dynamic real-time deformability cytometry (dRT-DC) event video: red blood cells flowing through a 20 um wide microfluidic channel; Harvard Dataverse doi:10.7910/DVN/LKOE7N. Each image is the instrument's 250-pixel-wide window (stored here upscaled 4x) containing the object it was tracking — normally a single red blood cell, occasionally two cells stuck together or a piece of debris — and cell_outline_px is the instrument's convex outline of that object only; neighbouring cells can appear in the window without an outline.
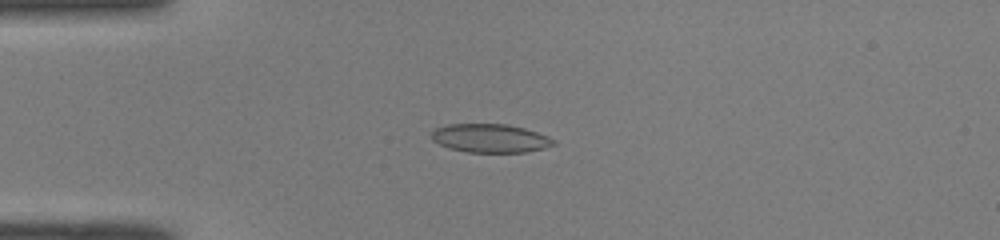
{"species": "common noctule bat (a hibernating species)", "species_latin": "Nyctalus noctula", "temperature_condition": "room temperature", "stored_images_in_passage": 39, "camera_frame_rate_fps": 3000, "um_per_image_px": 0.085, "animal": {"sex": "male", "body_mass_g": 19.0, "forearm_length_mm": 50.8}, "frame": {"image": 1, "passage_image": 2, "time_ms": 0.333, "image_size_px": [1000, 240], "cell_outline_px": [[556, 144], [544, 148], [528, 152], [468, 152], [452, 148], [440, 144], [432, 140], [432, 128], [448, 124], [508, 124], [524, 128], [548, 136], [556, 140]], "centroid_in_image_um": [41.68, 11.74], "position_along_channel_um": 43.3, "area_um2": 20.35}}
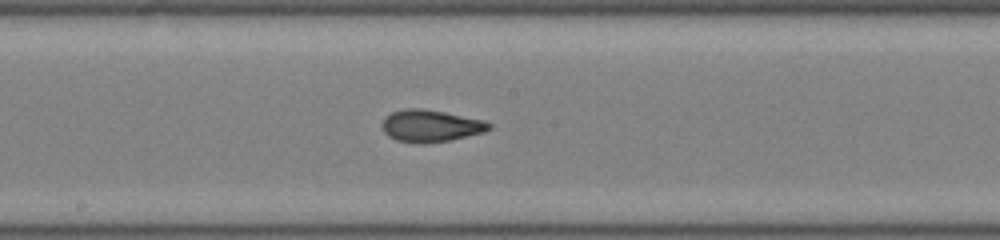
{"frame": {"image": 2, "passage_image": 16, "time_ms": 5.0, "image_size_px": [1000, 240], "cell_outline_px": [[492, 128], [484, 132], [448, 140], [424, 144], [416, 144], [396, 140], [388, 136], [384, 132], [380, 124], [384, 116], [392, 112], [404, 108], [420, 108], [444, 112], [484, 120], [492, 124]], "centroid_in_image_um": [36.56, 10.7], "position_along_channel_um": 211.6, "area_um2": 20.17}}
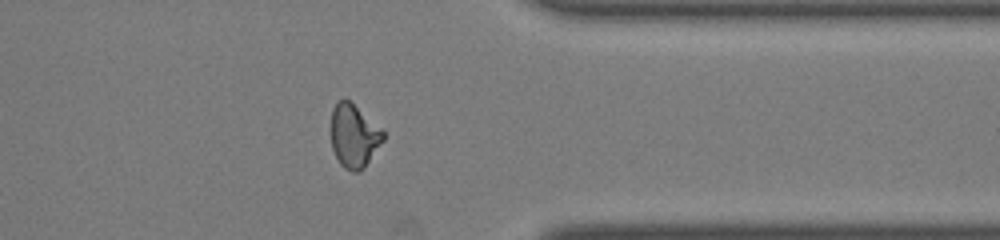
{"frame": {"image": 3, "passage_image": 29, "time_ms": 9.333, "image_size_px": [1000, 240], "cell_outline_px": [[384, 140], [364, 168], [356, 172], [352, 172], [344, 168], [340, 164], [332, 148], [332, 108], [336, 100], [348, 100], [384, 132]], "centroid_in_image_um": [30.07, 11.58], "position_along_channel_um": 381.3, "area_um2": 18.84}, "authors_computed_cell_mechanics": {"area_um2": 19.5364, "velocity_mm_per_s": 4.0963, "shape_relaxation_time_tau1_ms": null, "shape_relaxation_time_tau2_ms": 1.44, "deformation_change_tau1": null, "deformation_change_tau2": 0.0768}}